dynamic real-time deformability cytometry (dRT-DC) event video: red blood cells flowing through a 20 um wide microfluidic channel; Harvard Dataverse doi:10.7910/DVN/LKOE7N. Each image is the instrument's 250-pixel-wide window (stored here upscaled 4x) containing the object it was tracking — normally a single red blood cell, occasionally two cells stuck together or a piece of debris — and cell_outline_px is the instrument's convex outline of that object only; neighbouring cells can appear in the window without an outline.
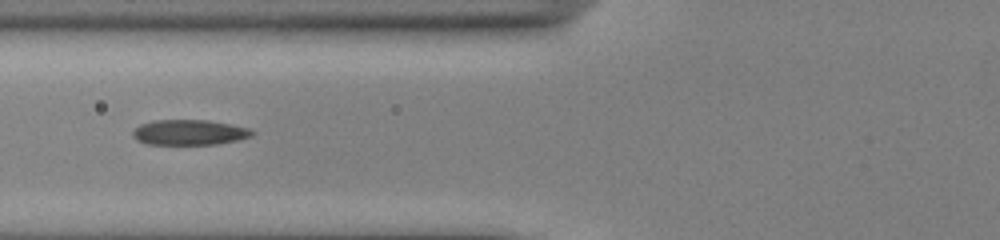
{"species": "common noctule bat (a hibernating species)", "species_latin": "Nyctalus noctula", "temperature_condition": "cold", "stored_images_in_passage": 54, "segment_of_instrument_passage": [2, 2], "camera_frame_rate_fps": 3000, "um_per_image_px": 0.085, "animal": {"sex": "male", "body_mass_g": 13.0, "forearm_length_mm": 53.1}, "frame": {"image": 1, "passage_image": 23, "time_ms": 7.333, "image_size_px": [1000, 240], "cell_outline_px": [[256, 132], [252, 136], [236, 140], [216, 144], [148, 144], [136, 140], [132, 136], [132, 132], [140, 124], [152, 120], [208, 120], [232, 124], [248, 128]], "centroid_in_image_um": [16.09, 11.24], "position_along_channel_um": 109.7, "area_um2": 17.63}}
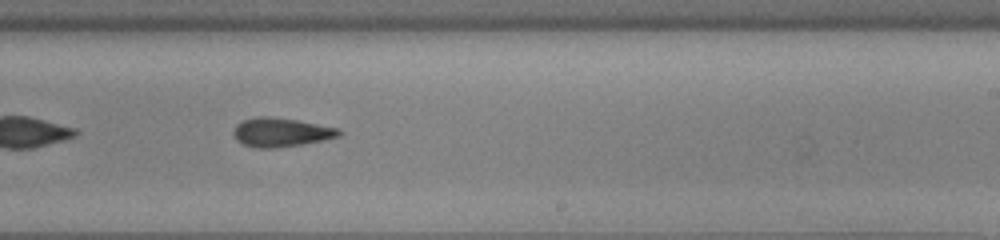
{"frame": {"image": 2, "passage_image": 35, "time_ms": 11.333, "image_size_px": [1000, 240], "cell_outline_px": [[344, 132], [340, 136], [300, 144], [276, 148], [256, 148], [244, 144], [236, 140], [232, 132], [236, 124], [240, 120], [256, 116], [272, 116], [296, 120], [340, 128]], "centroid_in_image_um": [23.85, 11.23], "position_along_channel_um": 265.1, "area_um2": 17.92}}
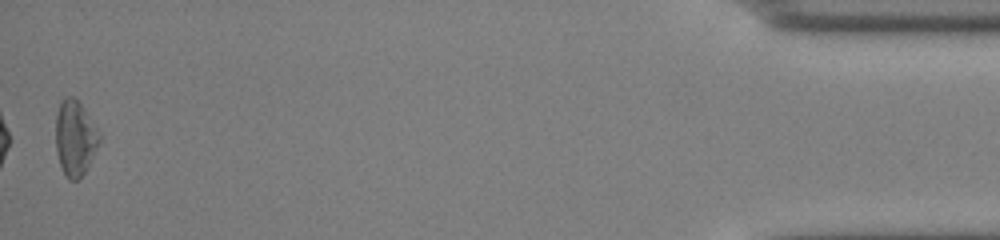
{"frame": {"image": 3, "passage_image": 54, "time_ms": 17.667, "image_size_px": [1000, 240], "cell_outline_px": [[100, 144], [84, 172], [76, 180], [68, 180], [60, 164], [56, 152], [56, 112], [60, 104], [68, 96], [76, 96], [100, 132]], "centroid_in_image_um": [6.39, 11.71], "position_along_channel_um": 428.8, "area_um2": 19.13}}